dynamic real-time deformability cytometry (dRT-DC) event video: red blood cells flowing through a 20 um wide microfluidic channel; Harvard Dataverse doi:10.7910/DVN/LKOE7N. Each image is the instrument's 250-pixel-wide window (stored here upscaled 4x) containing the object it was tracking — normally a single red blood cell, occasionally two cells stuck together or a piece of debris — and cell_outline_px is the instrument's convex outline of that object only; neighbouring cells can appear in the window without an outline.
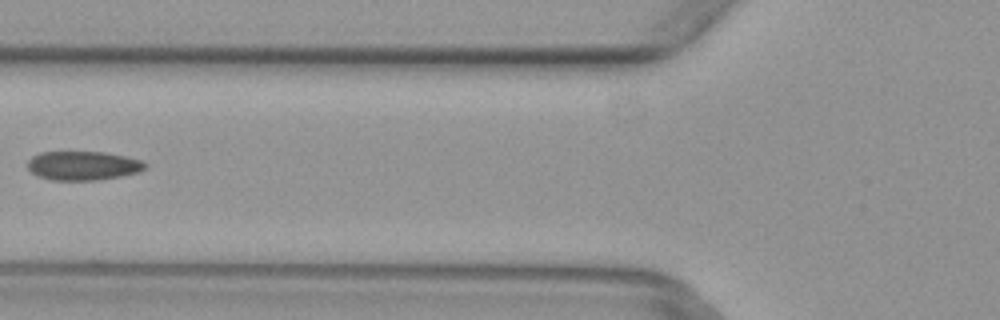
{"species": "common noctule bat (a hibernating species)", "species_latin": "Nyctalus noctula", "temperature_condition": "warm", "stored_images_in_passage": 7, "camera_frame_rate_fps": 3000, "um_per_image_px": 0.085, "animal": {"sex": "female", "body_mass_g": 29.2, "forearm_length_mm": 56.3}, "frame": {"image": 1, "passage_image": 6, "time_ms": 1.667, "image_size_px": [1000, 320], "cell_outline_px": [[148, 168], [140, 172], [100, 180], [52, 180], [36, 176], [28, 168], [28, 160], [32, 156], [40, 152], [104, 152], [144, 160], [148, 164]], "centroid_in_image_um": [7.1, 14.08], "position_along_channel_um": 118.7, "area_um2": 20.11}}
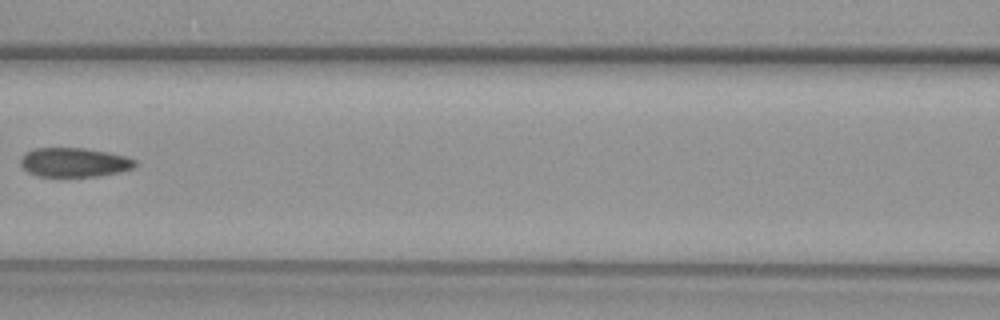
{"frame": {"image": 2, "passage_image": 7, "time_ms": 2.0, "image_size_px": [1000, 320], "cell_outline_px": [[136, 164], [132, 168], [120, 172], [100, 176], [36, 176], [28, 172], [20, 164], [20, 160], [28, 152], [36, 148], [84, 148], [108, 152], [124, 156], [136, 160]], "centroid_in_image_um": [6.32, 13.8], "position_along_channel_um": 160.3, "area_um2": 19.31}}